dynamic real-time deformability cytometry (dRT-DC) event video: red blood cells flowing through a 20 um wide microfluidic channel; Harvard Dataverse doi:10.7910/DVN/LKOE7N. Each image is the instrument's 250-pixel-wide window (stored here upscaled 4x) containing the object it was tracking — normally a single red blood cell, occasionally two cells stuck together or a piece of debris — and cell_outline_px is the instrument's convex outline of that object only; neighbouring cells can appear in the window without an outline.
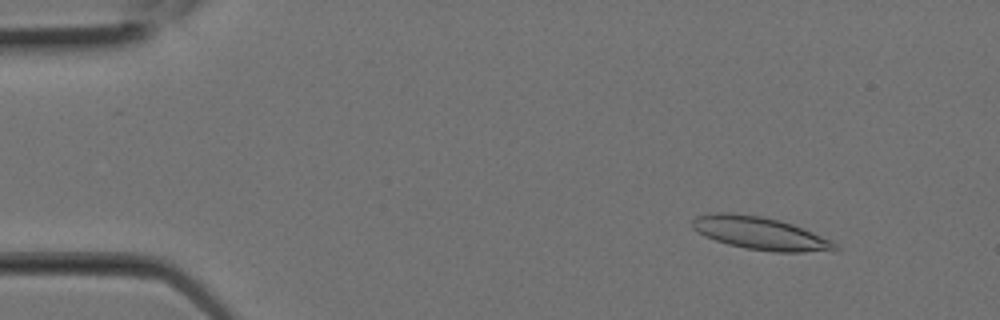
{"species": "Egyptian fruit bat (a non-hibernating species)", "species_latin": "Rousettus aegyptiacus", "temperature_condition": "room temperature", "stored_images_in_passage": 6, "camera_frame_rate_fps": 3000, "um_per_image_px": 0.085, "animal": {"sex": "female"}, "frame": {"image": 1, "passage_image": 2, "time_ms": 0.333, "image_size_px": [1000, 320], "cell_outline_px": [[840, 248], [804, 252], [772, 252], [744, 248], [728, 244], [704, 236], [696, 232], [692, 228], [692, 220], [696, 216], [708, 212], [732, 212], [760, 216], [780, 220], [792, 224], [832, 240]], "centroid_in_image_um": [64.53, 19.81], "position_along_channel_um": 20.5, "area_um2": 27.28}}
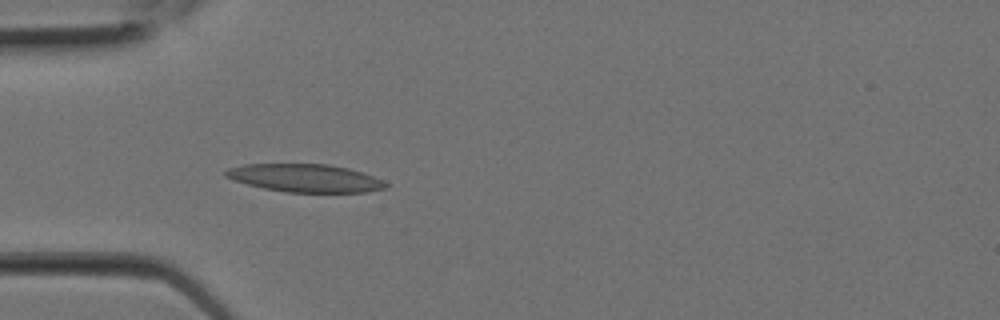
{"frame": {"image": 2, "passage_image": 6, "time_ms": 1.667, "image_size_px": [1000, 320], "cell_outline_px": [[388, 188], [368, 192], [288, 192], [264, 188], [248, 184], [224, 176], [224, 172], [228, 168], [244, 164], [328, 164], [348, 168], [364, 172], [388, 184]], "centroid_in_image_um": [25.96, 15.13], "position_along_channel_um": 59.0, "area_um2": 25.95}}